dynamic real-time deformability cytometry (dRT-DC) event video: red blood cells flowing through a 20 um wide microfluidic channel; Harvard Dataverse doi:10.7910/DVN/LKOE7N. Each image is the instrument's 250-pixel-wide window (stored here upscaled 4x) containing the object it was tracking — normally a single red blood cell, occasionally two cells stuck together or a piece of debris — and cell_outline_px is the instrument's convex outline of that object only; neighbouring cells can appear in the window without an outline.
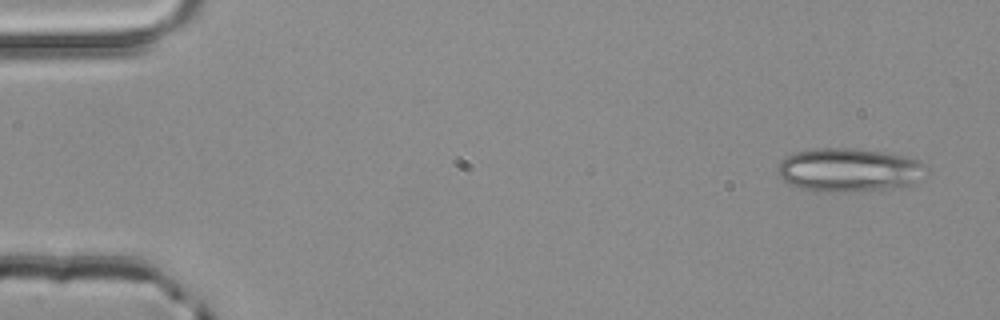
{"species": "common noctule bat (a hibernating species)", "species_latin": "Nyctalus noctula", "temperature_condition": "room temperature", "stored_images_in_passage": 3, "camera_frame_rate_fps": 3000, "um_per_image_px": 0.085, "animal": {"sex": "male", "body_mass_g": 20.4}, "frame": {"image": 1, "passage_image": 1, "time_ms": 0.0, "image_size_px": [1000, 320], "cell_outline_px": [[928, 168], [920, 180], [912, 184], [892, 188], [848, 192], [816, 192], [800, 188], [788, 184], [776, 172], [776, 168], [780, 160], [796, 152], [816, 148], [856, 148], [904, 156], [920, 160]], "centroid_in_image_um": [72.14, 14.46], "position_along_channel_um": 12.9, "area_um2": 38.09}}